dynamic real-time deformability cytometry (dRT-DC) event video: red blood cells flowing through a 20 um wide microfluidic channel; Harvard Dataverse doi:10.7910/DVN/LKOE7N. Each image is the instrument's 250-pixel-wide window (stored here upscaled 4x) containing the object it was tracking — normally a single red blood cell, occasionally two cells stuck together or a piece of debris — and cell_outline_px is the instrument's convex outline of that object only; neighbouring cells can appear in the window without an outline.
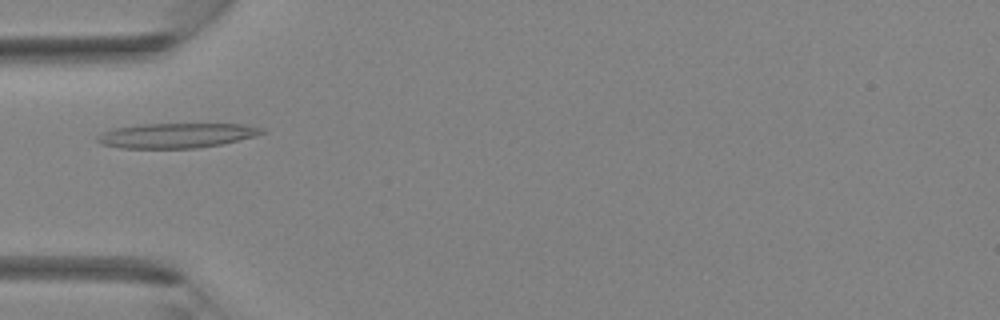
{"species": "Egyptian fruit bat (a non-hibernating species)", "species_latin": "Rousettus aegyptiacus", "temperature_condition": "room temperature", "stored_images_in_passage": 31, "camera_frame_rate_fps": 3000, "um_per_image_px": 0.085, "animal": {"sex": "female"}, "frame": {"image": 1, "passage_image": 4, "time_ms": 1.0, "image_size_px": [1000, 320], "cell_outline_px": [[268, 132], [256, 136], [220, 144], [196, 148], [120, 148], [100, 144], [96, 140], [96, 136], [112, 128], [140, 124], [240, 124], [264, 128]], "centroid_in_image_um": [14.98, 11.51], "position_along_channel_um": 70.0, "area_um2": 23.87}}
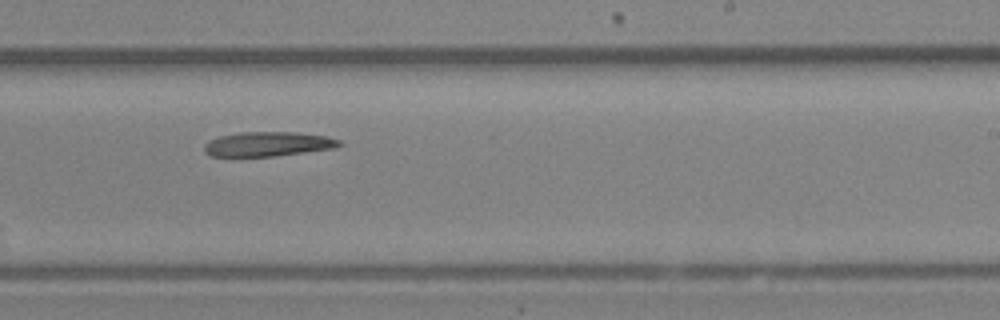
{"frame": {"image": 2, "passage_image": 16, "time_ms": 5.0, "image_size_px": [1000, 320], "cell_outline_px": [[344, 144], [336, 148], [276, 156], [212, 156], [204, 152], [204, 144], [208, 140], [220, 136], [240, 132], [292, 132], [328, 136], [340, 140]], "centroid_in_image_um": [22.8, 12.24], "position_along_channel_um": 266.2, "area_um2": 19.42}}
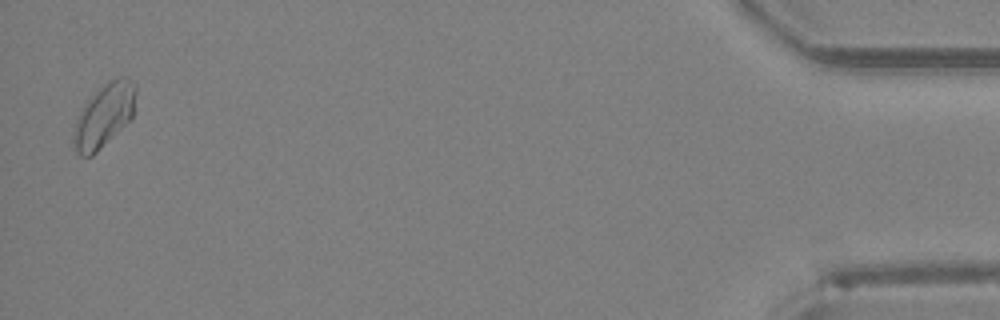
{"frame": {"image": 3, "passage_image": 31, "time_ms": 10.0, "image_size_px": [1000, 320], "cell_outline_px": [[136, 92], [132, 116], [92, 156], [80, 156], [76, 152], [72, 140], [76, 120], [80, 112], [88, 100], [108, 80], [116, 76], [128, 76], [136, 84]], "centroid_in_image_um": [8.85, 9.77], "position_along_channel_um": 426.4, "area_um2": 22.54}}